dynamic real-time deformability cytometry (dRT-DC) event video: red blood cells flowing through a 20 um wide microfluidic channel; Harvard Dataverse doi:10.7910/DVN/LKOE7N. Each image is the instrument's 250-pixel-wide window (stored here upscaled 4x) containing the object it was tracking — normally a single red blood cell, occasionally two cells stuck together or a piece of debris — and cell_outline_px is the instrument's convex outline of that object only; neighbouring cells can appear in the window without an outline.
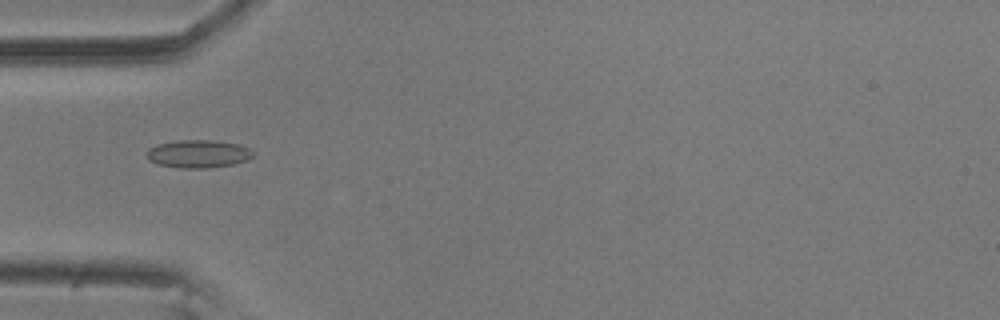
{"species": "common noctule bat (a hibernating species)", "species_latin": "Nyctalus noctula", "temperature_condition": "room temperature", "stored_images_in_passage": 31, "camera_frame_rate_fps": 3000, "um_per_image_px": 0.085, "animal": {"sex": "male", "body_mass_g": 20.5, "forearm_length_mm": 52.5}, "frame": {"image": 1, "passage_image": 1, "time_ms": 0.0, "image_size_px": [1000, 320], "cell_outline_px": [[256, 156], [248, 160], [232, 164], [208, 168], [180, 168], [160, 164], [148, 160], [144, 152], [148, 148], [156, 144], [176, 140], [212, 140], [240, 144], [256, 152]], "centroid_in_image_um": [16.86, 13.07], "position_along_channel_um": 68.1, "area_um2": 17.63}}
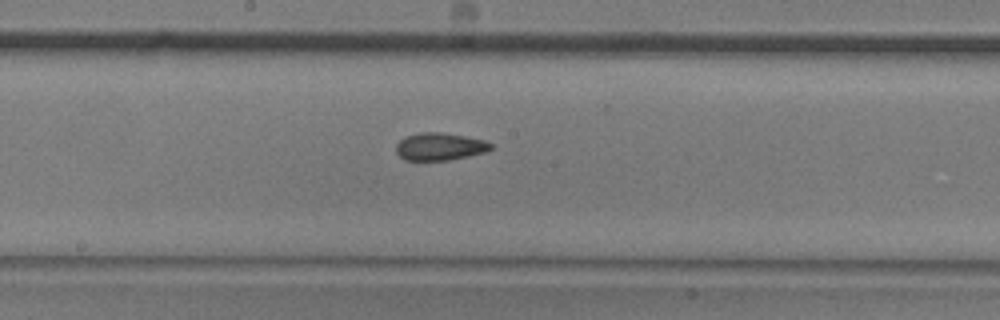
{"frame": {"image": 2, "passage_image": 13, "time_ms": 4.0, "image_size_px": [1000, 320], "cell_outline_px": [[492, 148], [484, 152], [468, 156], [448, 160], [404, 160], [396, 152], [396, 144], [404, 136], [420, 132], [440, 132], [464, 136], [484, 140], [492, 144]], "centroid_in_image_um": [37.34, 12.45], "position_along_channel_um": 210.9, "area_um2": 15.14}}
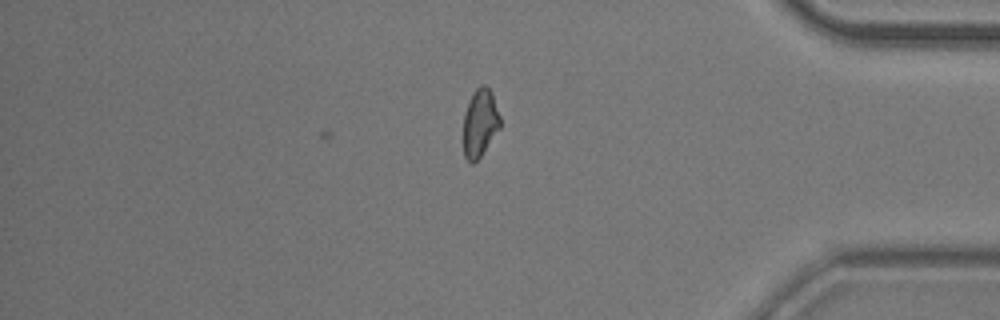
{"frame": {"image": 3, "passage_image": 31, "time_ms": 10.0, "image_size_px": [1000, 320], "cell_outline_px": [[500, 128], [480, 156], [472, 164], [464, 156], [464, 112], [472, 92], [480, 84], [484, 84], [492, 92], [500, 116]], "centroid_in_image_um": [40.8, 10.41], "position_along_channel_um": 394.4, "area_um2": 14.51}, "authors_computed_cell_mechanics": {"area_um2": 15.2592, "velocity_mm_per_s": 3.5334, "shape_relaxation_time_tau1_ms": null, "shape_relaxation_time_tau2_ms": 2.5097, "deformation_change_tau1": null, "deformation_change_tau2": 0.062}}